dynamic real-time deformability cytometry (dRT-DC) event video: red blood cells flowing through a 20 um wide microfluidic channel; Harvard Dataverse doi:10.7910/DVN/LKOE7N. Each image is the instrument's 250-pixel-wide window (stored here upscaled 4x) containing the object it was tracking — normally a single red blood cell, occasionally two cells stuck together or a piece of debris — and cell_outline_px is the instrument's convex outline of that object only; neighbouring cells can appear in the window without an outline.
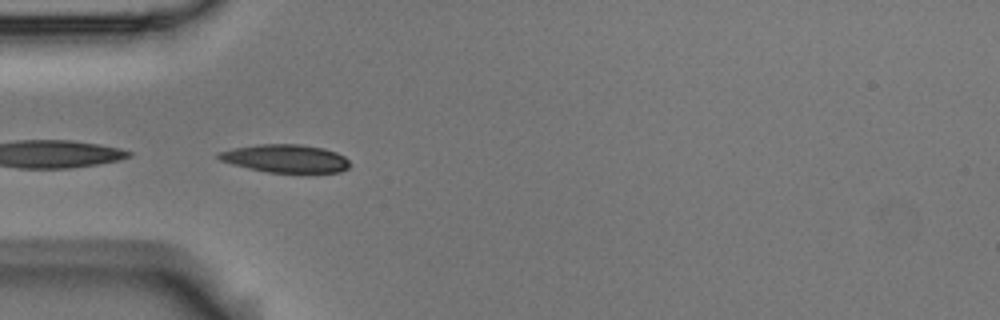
{"species": "Egyptian fruit bat (a non-hibernating species)", "species_latin": "Rousettus aegyptiacus", "temperature_condition": "room temperature", "stored_images_in_passage": 9, "camera_frame_rate_fps": 3000, "um_per_image_px": 0.085, "animal": {"sex": "male"}, "frame": {"image": 1, "passage_image": 1, "time_ms": 0.0, "image_size_px": [1000, 320], "cell_outline_px": [[348, 168], [340, 172], [268, 172], [248, 168], [232, 164], [220, 160], [216, 156], [216, 152], [232, 148], [260, 144], [300, 144], [324, 148], [336, 152], [344, 156], [348, 160]], "centroid_in_image_um": [24.23, 13.46], "position_along_channel_um": 60.8, "area_um2": 21.39}}